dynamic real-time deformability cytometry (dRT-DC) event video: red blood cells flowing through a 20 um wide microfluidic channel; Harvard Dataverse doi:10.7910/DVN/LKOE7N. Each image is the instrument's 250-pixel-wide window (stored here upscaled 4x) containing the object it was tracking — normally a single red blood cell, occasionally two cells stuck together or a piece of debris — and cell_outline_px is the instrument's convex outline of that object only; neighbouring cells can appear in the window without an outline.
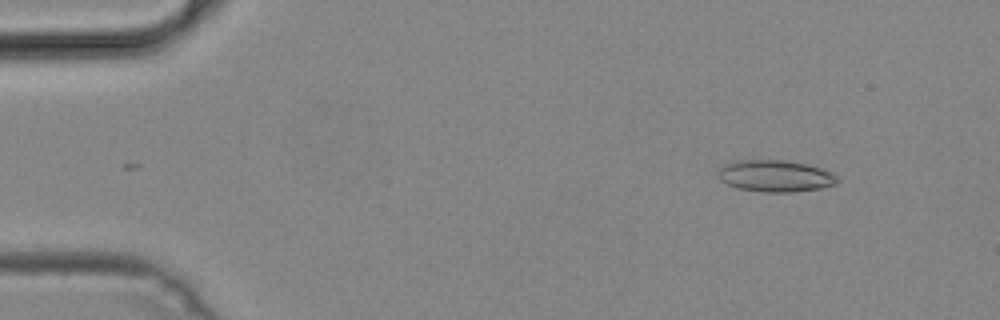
{"species": "common noctule bat (a hibernating species)", "species_latin": "Nyctalus noctula", "temperature_condition": "cold", "stored_images_in_passage": 45, "camera_frame_rate_fps": 3000, "um_per_image_px": 0.085, "animal": {"sex": "male", "body_mass_g": 19.2, "forearm_length_mm": 51.8}, "frame": {"image": 1, "passage_image": 1, "time_ms": 0.0, "image_size_px": [1000, 320], "cell_outline_px": [[840, 180], [836, 184], [820, 188], [792, 192], [764, 192], [736, 188], [720, 180], [720, 168], [724, 164], [736, 160], [784, 160], [808, 164], [832, 172]], "centroid_in_image_um": [65.92, 14.95], "position_along_channel_um": 19.1, "area_um2": 22.02}}
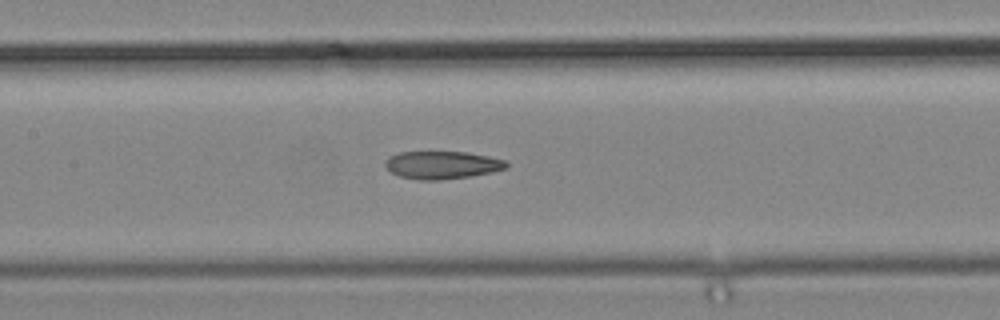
{"frame": {"image": 2, "passage_image": 19, "time_ms": 6.0, "image_size_px": [1000, 320], "cell_outline_px": [[508, 168], [492, 172], [472, 176], [440, 180], [416, 180], [400, 176], [392, 172], [384, 164], [384, 160], [388, 156], [400, 152], [468, 152], [488, 156], [504, 160], [508, 164]], "centroid_in_image_um": [37.57, 14.02], "position_along_channel_um": 169.8, "area_um2": 19.71}}
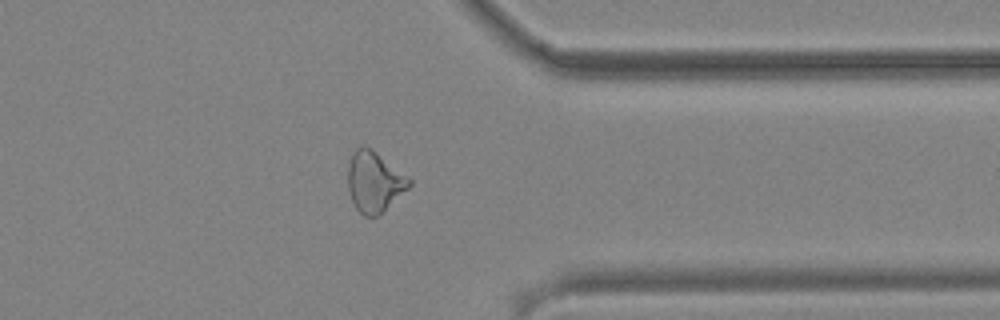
{"frame": {"image": 3, "passage_image": 35, "time_ms": 11.333, "image_size_px": [1000, 320], "cell_outline_px": [[412, 184], [408, 188], [376, 216], [364, 216], [356, 208], [352, 200], [348, 188], [348, 164], [352, 152], [356, 148], [364, 144], [372, 148], [408, 176], [412, 180]], "centroid_in_image_um": [31.8, 15.39], "position_along_channel_um": 379.6, "area_um2": 21.5}}